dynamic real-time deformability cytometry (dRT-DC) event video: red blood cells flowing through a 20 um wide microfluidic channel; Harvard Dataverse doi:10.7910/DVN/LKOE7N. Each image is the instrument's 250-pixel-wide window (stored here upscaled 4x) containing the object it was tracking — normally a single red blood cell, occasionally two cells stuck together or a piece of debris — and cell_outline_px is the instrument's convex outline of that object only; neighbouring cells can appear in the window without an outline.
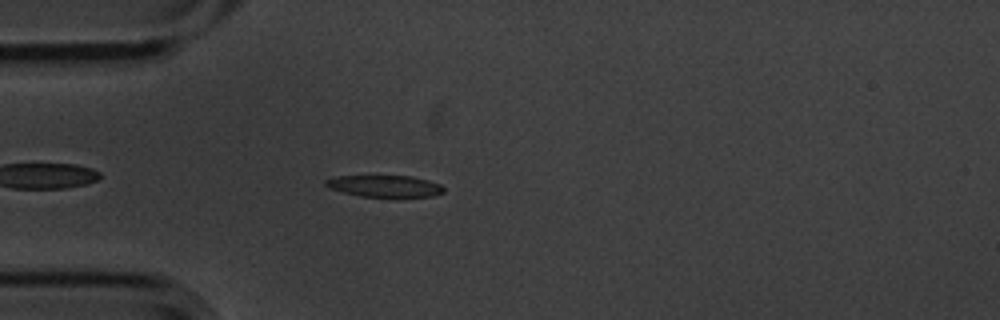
{"species": "common noctule bat (a hibernating species)", "species_latin": "Nyctalus noctula", "temperature_condition": "cold", "stored_images_in_passage": 4, "camera_frame_rate_fps": 3000, "um_per_image_px": 0.085, "animal": {"sex": "male", "body_mass_g": 20.1, "forearm_length_mm": 53.5}, "frame": {"image": 1, "passage_image": 4, "time_ms": 1.0, "image_size_px": [1000, 320], "cell_outline_px": [[444, 192], [432, 196], [396, 200], [360, 196], [328, 188], [324, 184], [324, 180], [336, 176], [412, 176], [428, 180], [440, 184], [444, 188]], "centroid_in_image_um": [32.74, 15.87], "position_along_channel_um": 52.3, "area_um2": 15.78}}